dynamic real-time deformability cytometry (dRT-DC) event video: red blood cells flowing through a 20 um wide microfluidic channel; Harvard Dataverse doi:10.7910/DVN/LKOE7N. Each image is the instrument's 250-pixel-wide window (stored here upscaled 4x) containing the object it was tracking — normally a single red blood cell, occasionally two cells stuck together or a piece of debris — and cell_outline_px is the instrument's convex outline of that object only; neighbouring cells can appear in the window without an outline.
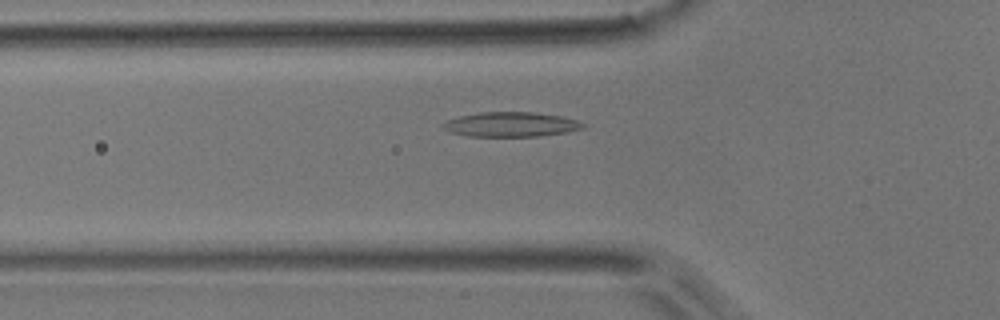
{"species": "common noctule bat (a hibernating species)", "species_latin": "Nyctalus noctula", "temperature_condition": "room temperature", "stored_images_in_passage": 48, "camera_frame_rate_fps": 3000, "um_per_image_px": 0.085, "animal": {"sex": "male", "body_mass_g": 17.9}, "frame": {"image": 1, "passage_image": 14, "time_ms": 4.333, "image_size_px": [1000, 320], "cell_outline_px": [[584, 128], [564, 132], [536, 136], [468, 136], [448, 132], [440, 124], [448, 120], [460, 116], [480, 112], [536, 112], [560, 116], [576, 120], [584, 124]], "centroid_in_image_um": [43.38, 10.57], "position_along_channel_um": 82.4, "area_um2": 19.94}}
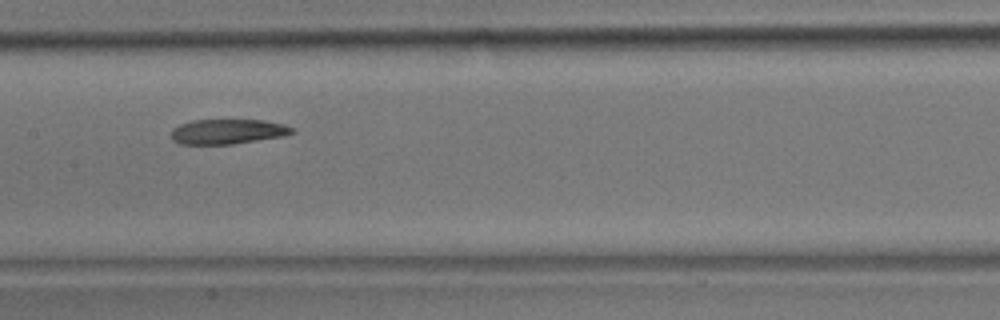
{"frame": {"image": 2, "passage_image": 22, "time_ms": 7.0, "image_size_px": [1000, 320], "cell_outline_px": [[296, 132], [284, 136], [232, 144], [180, 144], [172, 140], [172, 128], [180, 124], [192, 120], [264, 120], [284, 124], [292, 128]], "centroid_in_image_um": [19.35, 11.18], "position_along_channel_um": 188.0, "area_um2": 17.57}}
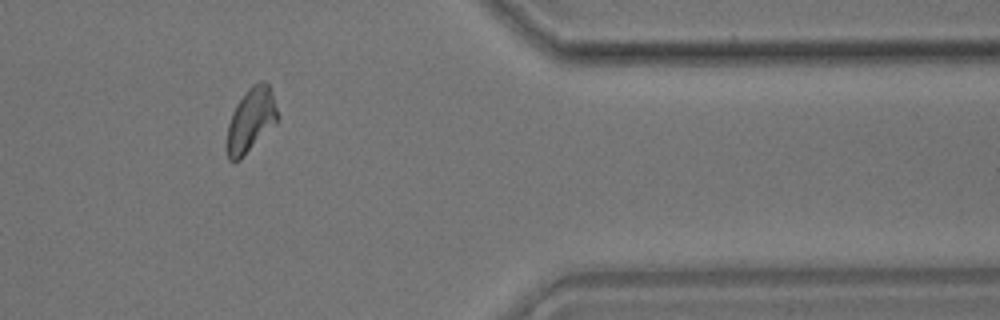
{"frame": {"image": 3, "passage_image": 39, "time_ms": 12.667, "image_size_px": [1000, 320], "cell_outline_px": [[280, 116], [276, 124], [240, 160], [232, 164], [228, 160], [224, 144], [228, 124], [232, 112], [236, 104], [248, 88], [252, 84], [260, 80], [264, 80], [268, 84]], "centroid_in_image_um": [21.29, 10.26], "position_along_channel_um": 390.1, "area_um2": 19.54}, "authors_computed_cell_mechanics": {"area_um2": 18.9584, "velocity_mm_per_s": 3.9383, "shape_relaxation_time_tau1_ms": 9.0712, "shape_relaxation_time_tau2_ms": 5.3789, "deformation_change_tau1": 0.1978, "deformation_change_tau2": 0.1155}}